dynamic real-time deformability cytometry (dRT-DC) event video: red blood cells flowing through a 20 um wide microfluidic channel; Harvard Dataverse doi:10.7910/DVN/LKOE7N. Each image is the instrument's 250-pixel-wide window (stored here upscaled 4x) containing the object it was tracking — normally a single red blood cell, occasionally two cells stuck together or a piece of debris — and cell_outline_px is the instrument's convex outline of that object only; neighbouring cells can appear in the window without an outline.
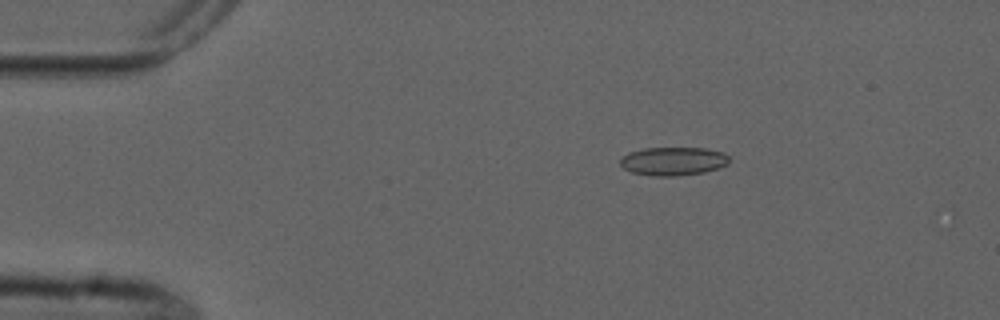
{"species": "common noctule bat (a hibernating species)", "species_latin": "Nyctalus noctula", "temperature_condition": "cold", "stored_images_in_passage": 5, "camera_frame_rate_fps": 3000, "um_per_image_px": 0.085, "animal": {"sex": "male", "forearm_length_mm": 52.5}, "frame": {"image": 1, "passage_image": 3, "time_ms": 3.0, "image_size_px": [1000, 320], "cell_outline_px": [[728, 164], [720, 168], [704, 172], [676, 176], [652, 176], [632, 172], [624, 168], [620, 164], [620, 160], [628, 152], [644, 148], [708, 148], [724, 152], [728, 156]], "centroid_in_image_um": [57.25, 13.7], "position_along_channel_um": 27.8, "area_um2": 18.15}}
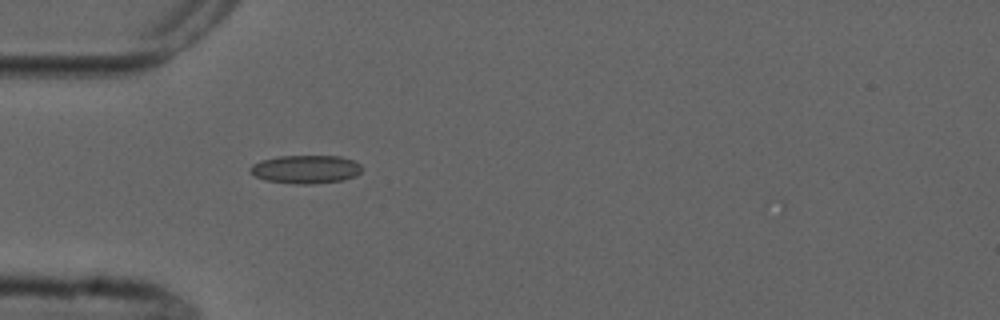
{"frame": {"image": 2, "passage_image": 5, "time_ms": 5.333, "image_size_px": [1000, 320], "cell_outline_px": [[364, 168], [356, 176], [344, 180], [312, 184], [296, 184], [264, 180], [256, 176], [248, 168], [252, 164], [260, 160], [280, 156], [340, 156], [352, 160], [360, 164]], "centroid_in_image_um": [26.0, 14.39], "position_along_channel_um": 59.0, "area_um2": 18.55}}